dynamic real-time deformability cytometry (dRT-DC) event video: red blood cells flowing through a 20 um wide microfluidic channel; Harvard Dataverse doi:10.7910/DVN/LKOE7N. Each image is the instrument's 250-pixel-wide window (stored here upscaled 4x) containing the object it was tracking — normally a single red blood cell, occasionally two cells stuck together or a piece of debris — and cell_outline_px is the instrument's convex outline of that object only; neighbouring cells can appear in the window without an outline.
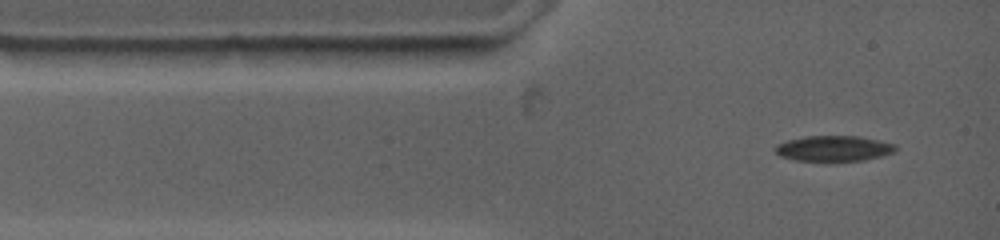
{"species": "common noctule bat (a hibernating species)", "species_latin": "Nyctalus noctula", "temperature_condition": "warm", "stored_images_in_passage": 5, "camera_frame_rate_fps": 4500, "um_per_image_px": 0.085, "animal": {"sex": "female", "body_mass_g": 19.0, "forearm_length_mm": 53.3}, "frame": {"image": 1, "passage_image": 1, "time_ms": 0.0, "image_size_px": [1000, 240], "cell_outline_px": [[896, 152], [864, 160], [796, 160], [780, 156], [776, 152], [776, 144], [788, 140], [804, 136], [856, 136], [896, 144]], "centroid_in_image_um": [70.87, 12.61], "position_along_channel_um": 14.1, "area_um2": 17.57}}
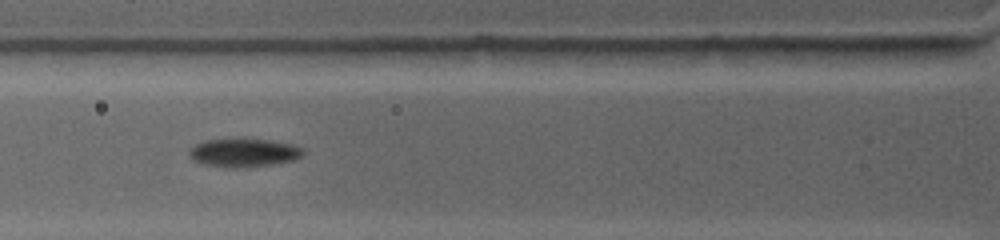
{"frame": {"image": 2, "passage_image": 4, "time_ms": 3.111, "image_size_px": [1000, 240], "cell_outline_px": [[304, 152], [300, 156], [292, 160], [272, 164], [236, 168], [232, 168], [204, 164], [192, 160], [188, 152], [196, 144], [204, 140], [236, 136], [244, 136], [292, 144], [304, 148]], "centroid_in_image_um": [20.68, 12.93], "position_along_channel_um": 105.1, "area_um2": 19.42}}
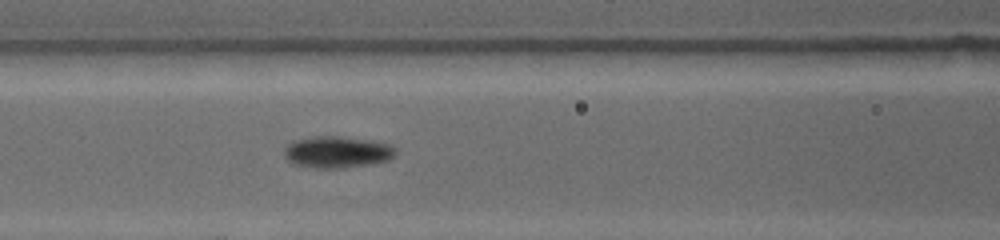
{"frame": {"image": 3, "passage_image": 5, "time_ms": 4.0, "image_size_px": [1000, 240], "cell_outline_px": [[396, 152], [388, 160], [368, 164], [344, 168], [316, 168], [292, 164], [284, 156], [284, 148], [292, 140], [312, 136], [340, 136], [372, 140], [388, 144], [396, 148]], "centroid_in_image_um": [28.61, 12.91], "position_along_channel_um": 138.0, "area_um2": 20.69}}